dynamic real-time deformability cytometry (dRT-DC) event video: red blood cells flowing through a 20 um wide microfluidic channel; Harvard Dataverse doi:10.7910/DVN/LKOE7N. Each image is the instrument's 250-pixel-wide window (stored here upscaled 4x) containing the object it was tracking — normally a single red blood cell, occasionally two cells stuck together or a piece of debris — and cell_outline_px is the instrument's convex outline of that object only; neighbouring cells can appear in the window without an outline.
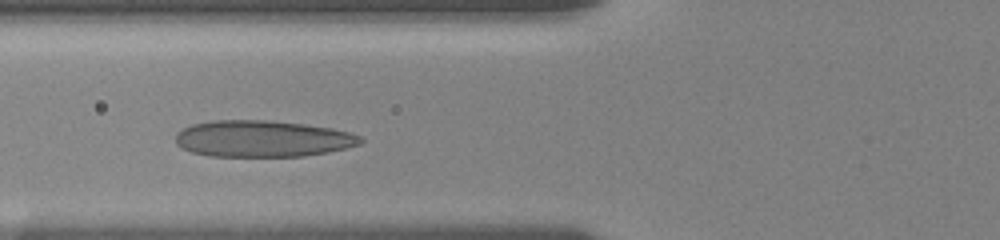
{"species": "human", "species_latin": "Homo sapiens", "temperature_condition": "room temperature", "stored_images_in_passage": 38, "camera_frame_rate_fps": 3000, "um_per_image_px": 0.085, "donor": {"sex": "female"}, "frame": {"image": 1, "passage_image": 12, "time_ms": 3.667, "image_size_px": [1000, 240], "cell_outline_px": [[364, 140], [360, 144], [348, 148], [328, 152], [304, 156], [208, 156], [192, 152], [180, 148], [176, 144], [176, 132], [192, 124], [212, 120], [264, 120], [304, 124], [332, 128], [352, 132], [360, 136]], "centroid_in_image_um": [22.32, 11.79], "position_along_channel_um": 103.5, "area_um2": 39.59}}
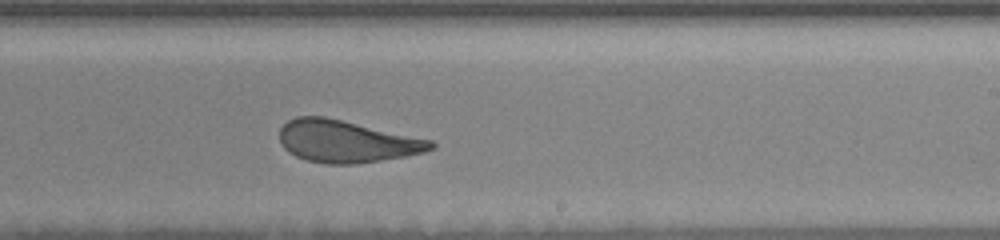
{"frame": {"image": 2, "passage_image": 25, "time_ms": 8.0, "image_size_px": [1000, 240], "cell_outline_px": [[436, 144], [432, 148], [424, 152], [404, 156], [356, 164], [328, 164], [308, 160], [296, 156], [288, 152], [284, 148], [280, 140], [280, 128], [288, 120], [296, 116], [324, 116], [432, 140]], "centroid_in_image_um": [29.42, 12.01], "position_along_channel_um": 259.6, "area_um2": 36.88}}
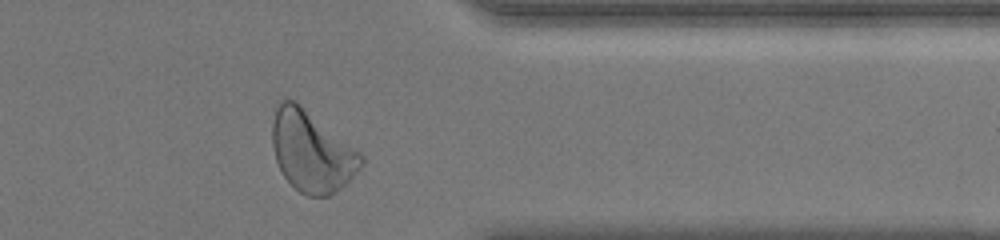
{"frame": {"image": 3, "passage_image": 36, "time_ms": 11.667, "image_size_px": [1000, 240], "cell_outline_px": [[364, 164], [340, 188], [328, 196], [308, 196], [300, 192], [284, 176], [276, 160], [272, 144], [272, 124], [276, 104], [280, 100], [296, 100], [360, 152], [364, 156]], "centroid_in_image_um": [26.48, 12.84], "position_along_channel_um": 384.9, "area_um2": 41.56}, "authors_computed_cell_mechanics": {"area_um2": 38.4948, "velocity_mm_per_s": 3.6, "shape_relaxation_time_tau1_ms": 7.9579, "shape_relaxation_time_tau2_ms": 1.2815, "deformation_change_tau1": 0.2213, "deformation_change_tau2": 0.0847}}